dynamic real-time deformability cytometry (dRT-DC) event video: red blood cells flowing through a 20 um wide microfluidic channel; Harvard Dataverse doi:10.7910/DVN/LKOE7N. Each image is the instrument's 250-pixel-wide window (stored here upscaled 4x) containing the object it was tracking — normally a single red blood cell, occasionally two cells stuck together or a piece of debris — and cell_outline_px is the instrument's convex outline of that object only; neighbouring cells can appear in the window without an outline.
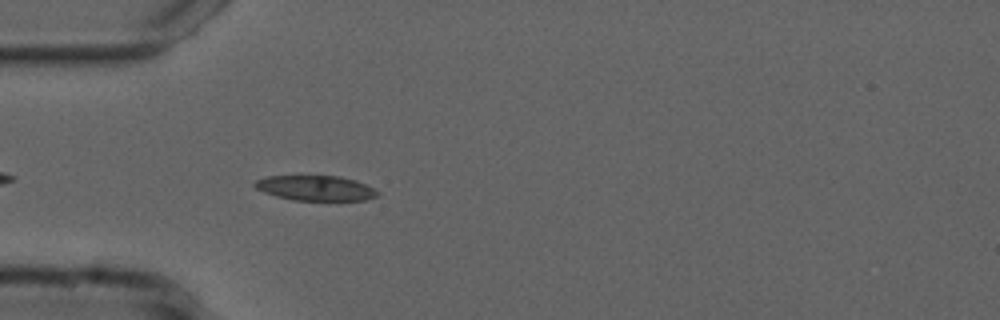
{"species": "common noctule bat (a hibernating species)", "species_latin": "Nyctalus noctula", "temperature_condition": "cold", "stored_images_in_passage": 40, "camera_frame_rate_fps": 3000, "um_per_image_px": 0.085, "animal": {"sex": "male", "forearm_length_mm": 52.5}, "frame": {"image": 1, "passage_image": 4, "time_ms": 1.0, "image_size_px": [1000, 320], "cell_outline_px": [[380, 192], [376, 196], [368, 200], [292, 200], [276, 196], [264, 192], [256, 188], [252, 184], [256, 180], [268, 176], [340, 176], [356, 180]], "centroid_in_image_um": [26.82, 15.99], "position_along_channel_um": 58.2, "area_um2": 17.86}}
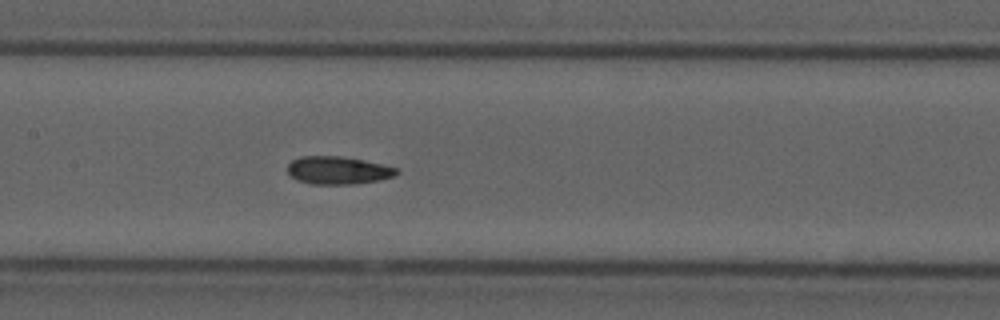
{"frame": {"image": 2, "passage_image": 14, "time_ms": 4.333, "image_size_px": [1000, 320], "cell_outline_px": [[400, 172], [396, 176], [380, 180], [352, 184], [312, 184], [296, 180], [288, 172], [288, 164], [292, 160], [300, 156], [344, 156], [384, 164], [400, 168]], "centroid_in_image_um": [28.79, 14.47], "position_along_channel_um": 178.6, "area_um2": 17.98}}
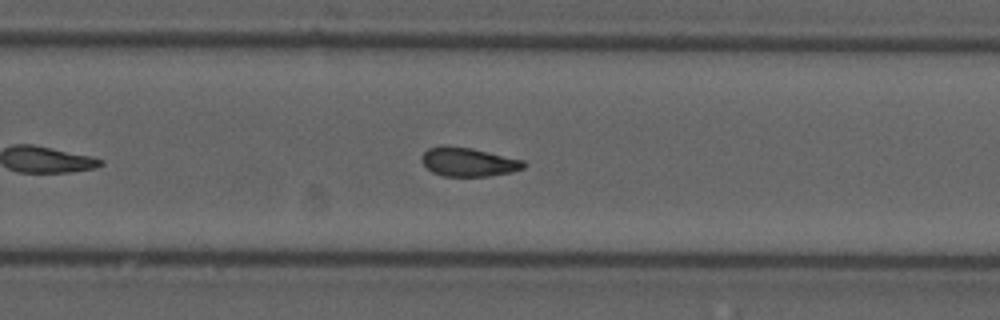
{"frame": {"image": 3, "passage_image": 23, "time_ms": 7.333, "image_size_px": [1000, 320], "cell_outline_px": [[528, 164], [524, 168], [512, 172], [488, 176], [444, 176], [432, 172], [420, 160], [424, 152], [428, 148], [440, 144], [444, 144], [472, 148], [524, 160]], "centroid_in_image_um": [39.81, 13.75], "position_along_channel_um": 290.0, "area_um2": 17.4}, "authors_computed_cell_mechanics": {"area_um2": 17.3978, "velocity_mm_per_s": 3.7263, "shape_relaxation_time_tau1_ms": null, "shape_relaxation_time_tau2_ms": 3.561, "deformation_change_tau1": null, "deformation_change_tau2": 0.0926}}